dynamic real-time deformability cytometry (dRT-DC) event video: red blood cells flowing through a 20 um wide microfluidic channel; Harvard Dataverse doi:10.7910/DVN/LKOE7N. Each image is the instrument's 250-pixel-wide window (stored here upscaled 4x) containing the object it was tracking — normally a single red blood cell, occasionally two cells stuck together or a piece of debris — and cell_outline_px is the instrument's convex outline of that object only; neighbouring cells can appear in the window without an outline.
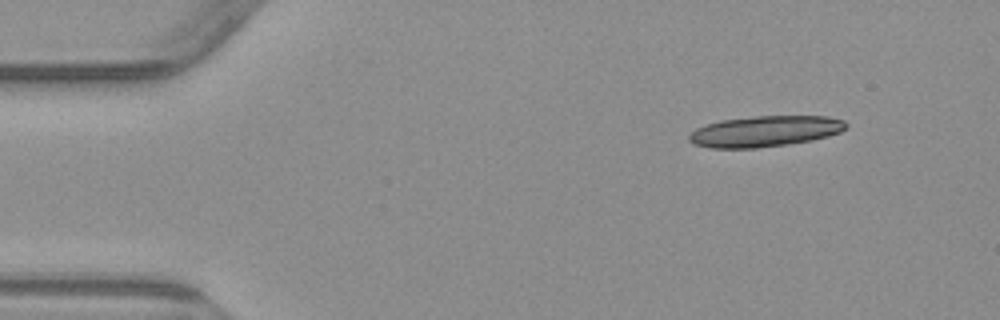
{"species": "common noctule bat (a hibernating species)", "species_latin": "Nyctalus noctula", "temperature_condition": "warm", "stored_images_in_passage": 7, "camera_frame_rate_fps": 3000, "um_per_image_px": 0.085, "animal": {"sex": "male", "body_mass_g": 23.1, "forearm_length_mm": 52.7}, "frame": {"image": 1, "passage_image": 1, "time_ms": 0.0, "image_size_px": [1000, 320], "cell_outline_px": [[848, 124], [840, 132], [828, 136], [812, 140], [788, 144], [756, 148], [712, 148], [692, 144], [688, 140], [688, 136], [696, 128], [720, 120], [756, 116], [828, 116], [844, 120]], "centroid_in_image_um": [65.01, 11.16], "position_along_channel_um": 20.0, "area_um2": 28.26}}
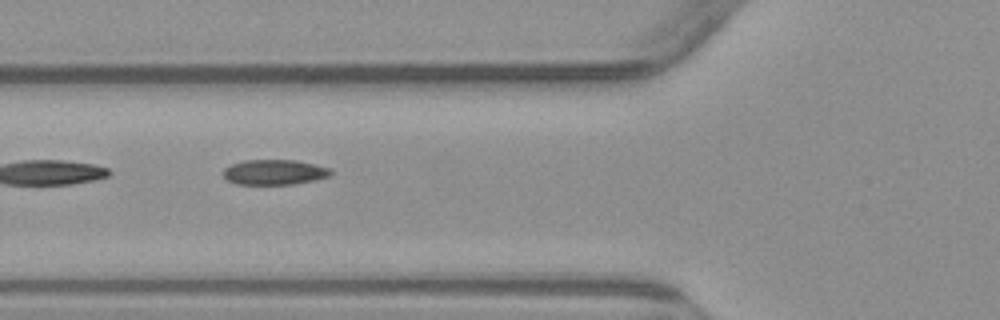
{"frame": {"image": 2, "passage_image": 5, "time_ms": 4.667, "image_size_px": [1000, 320], "cell_outline_px": [[332, 176], [316, 180], [292, 184], [236, 184], [228, 180], [220, 172], [224, 168], [232, 164], [244, 160], [296, 160], [332, 168]], "centroid_in_image_um": [23.34, 14.63], "position_along_channel_um": 102.5, "area_um2": 15.95}}
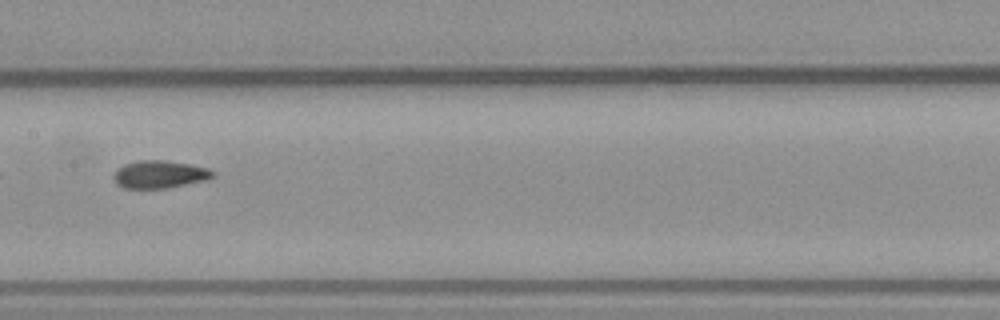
{"frame": {"image": 3, "passage_image": 7, "time_ms": 7.0, "image_size_px": [1000, 320], "cell_outline_px": [[216, 176], [208, 180], [168, 188], [124, 188], [116, 184], [112, 176], [124, 164], [140, 160], [164, 160], [192, 164], [208, 168], [216, 172]], "centroid_in_image_um": [13.63, 14.82], "position_along_channel_um": 193.8, "area_um2": 16.18}}